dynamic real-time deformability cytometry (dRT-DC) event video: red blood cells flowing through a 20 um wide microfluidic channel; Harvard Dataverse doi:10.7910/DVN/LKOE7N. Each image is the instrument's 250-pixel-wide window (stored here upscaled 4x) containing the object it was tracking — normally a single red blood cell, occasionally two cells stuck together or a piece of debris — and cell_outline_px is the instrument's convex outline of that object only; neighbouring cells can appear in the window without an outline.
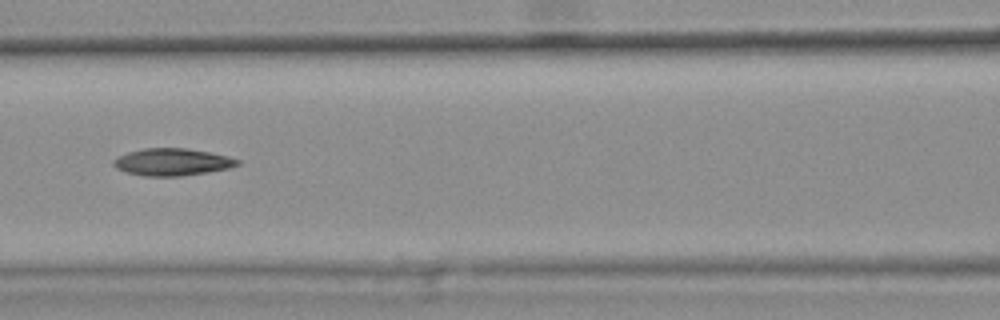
{"species": "common noctule bat (a hibernating species)", "species_latin": "Nyctalus noctula", "temperature_condition": "warm", "stored_images_in_passage": 42, "camera_frame_rate_fps": 3000, "um_per_image_px": 0.085, "animal": {"sex": "female", "body_mass_g": 25.1}, "frame": {"image": 1, "passage_image": 19, "time_ms": 6.0, "image_size_px": [1000, 320], "cell_outline_px": [[240, 164], [228, 168], [208, 172], [180, 176], [144, 176], [124, 172], [116, 168], [112, 164], [112, 160], [128, 152], [144, 148], [188, 148], [228, 156], [240, 160]], "centroid_in_image_um": [14.62, 13.77], "position_along_channel_um": 152.0, "area_um2": 19.65}, "authors_computed_cell_mechanics": {"area_um2": 19.2474, "velocity_mm_per_s": 3.7526, "shape_relaxation_time_tau1_ms": null, "shape_relaxation_time_tau2_ms": 7.9891, "deformation_change_tau1": null, "deformation_change_tau2": 0.1759}}